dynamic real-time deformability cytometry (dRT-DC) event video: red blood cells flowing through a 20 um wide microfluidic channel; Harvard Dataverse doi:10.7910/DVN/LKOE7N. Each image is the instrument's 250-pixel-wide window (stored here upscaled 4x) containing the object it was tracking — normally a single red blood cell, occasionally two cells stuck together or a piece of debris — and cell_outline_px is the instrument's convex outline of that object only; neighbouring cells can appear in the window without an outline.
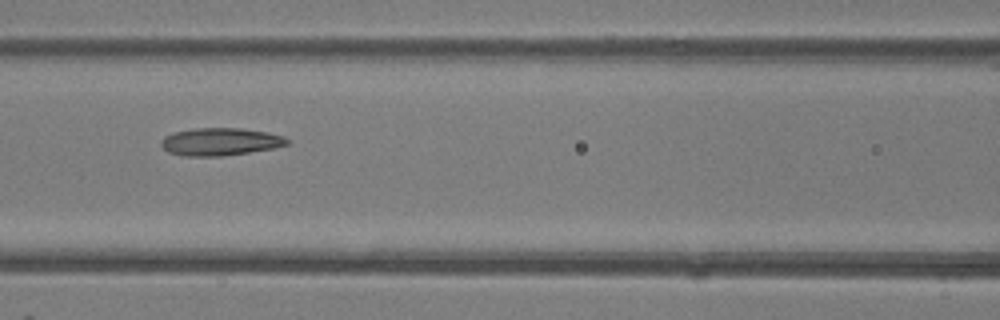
{"species": "common noctule bat (a hibernating species)", "species_latin": "Nyctalus noctula", "temperature_condition": "room temperature", "stored_images_in_passage": 3, "camera_frame_rate_fps": 3000, "um_per_image_px": 0.085, "animal": {"sex": "female"}, "frame": {"image": 1, "passage_image": 3, "time_ms": 0.667, "image_size_px": [1000, 320], "cell_outline_px": [[288, 144], [276, 148], [220, 156], [180, 156], [168, 152], [160, 144], [160, 140], [164, 136], [172, 132], [192, 128], [240, 128], [268, 132], [284, 136], [288, 140]], "centroid_in_image_um": [18.68, 12.04], "position_along_channel_um": 147.9, "area_um2": 20.46}}